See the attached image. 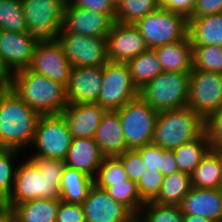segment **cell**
<instances>
[{"instance_id":"6da1fadb","label":"cell","mask_w":222,"mask_h":222,"mask_svg":"<svg viewBox=\"0 0 222 222\" xmlns=\"http://www.w3.org/2000/svg\"><path fill=\"white\" fill-rule=\"evenodd\" d=\"M23 160L17 164L12 190L5 205L13 208L29 200L59 197L64 161L42 157Z\"/></svg>"},{"instance_id":"7a4b0ae2","label":"cell","mask_w":222,"mask_h":222,"mask_svg":"<svg viewBox=\"0 0 222 222\" xmlns=\"http://www.w3.org/2000/svg\"><path fill=\"white\" fill-rule=\"evenodd\" d=\"M40 115L11 88L0 91V148L23 151L31 146Z\"/></svg>"},{"instance_id":"3957f363","label":"cell","mask_w":222,"mask_h":222,"mask_svg":"<svg viewBox=\"0 0 222 222\" xmlns=\"http://www.w3.org/2000/svg\"><path fill=\"white\" fill-rule=\"evenodd\" d=\"M10 88L39 115L61 114L69 104L66 86L28 69L11 75Z\"/></svg>"},{"instance_id":"277c9868","label":"cell","mask_w":222,"mask_h":222,"mask_svg":"<svg viewBox=\"0 0 222 222\" xmlns=\"http://www.w3.org/2000/svg\"><path fill=\"white\" fill-rule=\"evenodd\" d=\"M204 126V118L188 106L160 111L152 143L173 150L200 137L205 132Z\"/></svg>"},{"instance_id":"5b68a950","label":"cell","mask_w":222,"mask_h":222,"mask_svg":"<svg viewBox=\"0 0 222 222\" xmlns=\"http://www.w3.org/2000/svg\"><path fill=\"white\" fill-rule=\"evenodd\" d=\"M66 0H21L28 27L25 38L39 45L60 38Z\"/></svg>"},{"instance_id":"8992f818","label":"cell","mask_w":222,"mask_h":222,"mask_svg":"<svg viewBox=\"0 0 222 222\" xmlns=\"http://www.w3.org/2000/svg\"><path fill=\"white\" fill-rule=\"evenodd\" d=\"M190 72L162 71L139 90V96L157 112L187 106Z\"/></svg>"},{"instance_id":"52a82bcc","label":"cell","mask_w":222,"mask_h":222,"mask_svg":"<svg viewBox=\"0 0 222 222\" xmlns=\"http://www.w3.org/2000/svg\"><path fill=\"white\" fill-rule=\"evenodd\" d=\"M73 137L62 114L40 115L28 157L65 160ZM36 148V149H35Z\"/></svg>"},{"instance_id":"ba28073f","label":"cell","mask_w":222,"mask_h":222,"mask_svg":"<svg viewBox=\"0 0 222 222\" xmlns=\"http://www.w3.org/2000/svg\"><path fill=\"white\" fill-rule=\"evenodd\" d=\"M149 49L177 42L188 36V19L179 13L159 8L134 24Z\"/></svg>"},{"instance_id":"9c48e42d","label":"cell","mask_w":222,"mask_h":222,"mask_svg":"<svg viewBox=\"0 0 222 222\" xmlns=\"http://www.w3.org/2000/svg\"><path fill=\"white\" fill-rule=\"evenodd\" d=\"M116 111L129 150L152 143L158 115L156 110L138 96Z\"/></svg>"},{"instance_id":"30bf717a","label":"cell","mask_w":222,"mask_h":222,"mask_svg":"<svg viewBox=\"0 0 222 222\" xmlns=\"http://www.w3.org/2000/svg\"><path fill=\"white\" fill-rule=\"evenodd\" d=\"M139 96L126 63L108 61L103 66V83L96 102L106 111H116Z\"/></svg>"},{"instance_id":"8fae6325","label":"cell","mask_w":222,"mask_h":222,"mask_svg":"<svg viewBox=\"0 0 222 222\" xmlns=\"http://www.w3.org/2000/svg\"><path fill=\"white\" fill-rule=\"evenodd\" d=\"M187 106L204 119L222 108V74L193 69L190 72Z\"/></svg>"},{"instance_id":"7c38bea8","label":"cell","mask_w":222,"mask_h":222,"mask_svg":"<svg viewBox=\"0 0 222 222\" xmlns=\"http://www.w3.org/2000/svg\"><path fill=\"white\" fill-rule=\"evenodd\" d=\"M58 42L72 67H103L109 61L105 38L61 31Z\"/></svg>"},{"instance_id":"4fadbf2b","label":"cell","mask_w":222,"mask_h":222,"mask_svg":"<svg viewBox=\"0 0 222 222\" xmlns=\"http://www.w3.org/2000/svg\"><path fill=\"white\" fill-rule=\"evenodd\" d=\"M27 69L67 86L72 65L63 52L62 46L58 41H55L35 46Z\"/></svg>"},{"instance_id":"5bb4252c","label":"cell","mask_w":222,"mask_h":222,"mask_svg":"<svg viewBox=\"0 0 222 222\" xmlns=\"http://www.w3.org/2000/svg\"><path fill=\"white\" fill-rule=\"evenodd\" d=\"M105 39L107 58L110 62L126 63L149 49L134 24L115 21Z\"/></svg>"},{"instance_id":"9a60e30c","label":"cell","mask_w":222,"mask_h":222,"mask_svg":"<svg viewBox=\"0 0 222 222\" xmlns=\"http://www.w3.org/2000/svg\"><path fill=\"white\" fill-rule=\"evenodd\" d=\"M115 21L107 14L65 4L61 31L105 38Z\"/></svg>"},{"instance_id":"2e32d148","label":"cell","mask_w":222,"mask_h":222,"mask_svg":"<svg viewBox=\"0 0 222 222\" xmlns=\"http://www.w3.org/2000/svg\"><path fill=\"white\" fill-rule=\"evenodd\" d=\"M102 83L103 67H72L66 86L68 103H96Z\"/></svg>"},{"instance_id":"e0dca14e","label":"cell","mask_w":222,"mask_h":222,"mask_svg":"<svg viewBox=\"0 0 222 222\" xmlns=\"http://www.w3.org/2000/svg\"><path fill=\"white\" fill-rule=\"evenodd\" d=\"M86 222H123L132 212L95 184L82 203Z\"/></svg>"},{"instance_id":"ac0fdd59","label":"cell","mask_w":222,"mask_h":222,"mask_svg":"<svg viewBox=\"0 0 222 222\" xmlns=\"http://www.w3.org/2000/svg\"><path fill=\"white\" fill-rule=\"evenodd\" d=\"M35 46L24 33L0 30V60L10 75L29 67Z\"/></svg>"},{"instance_id":"d6986e66","label":"cell","mask_w":222,"mask_h":222,"mask_svg":"<svg viewBox=\"0 0 222 222\" xmlns=\"http://www.w3.org/2000/svg\"><path fill=\"white\" fill-rule=\"evenodd\" d=\"M106 112L97 103L68 104L61 114L73 139L94 138L103 114Z\"/></svg>"},{"instance_id":"ffe728a7","label":"cell","mask_w":222,"mask_h":222,"mask_svg":"<svg viewBox=\"0 0 222 222\" xmlns=\"http://www.w3.org/2000/svg\"><path fill=\"white\" fill-rule=\"evenodd\" d=\"M179 207L183 214L197 215L213 222H221L222 190L192 187Z\"/></svg>"},{"instance_id":"44dd1931","label":"cell","mask_w":222,"mask_h":222,"mask_svg":"<svg viewBox=\"0 0 222 222\" xmlns=\"http://www.w3.org/2000/svg\"><path fill=\"white\" fill-rule=\"evenodd\" d=\"M104 157H118L129 150L117 111H106L94 137Z\"/></svg>"},{"instance_id":"7402d4cb","label":"cell","mask_w":222,"mask_h":222,"mask_svg":"<svg viewBox=\"0 0 222 222\" xmlns=\"http://www.w3.org/2000/svg\"><path fill=\"white\" fill-rule=\"evenodd\" d=\"M104 156L94 138L73 139L65 166L77 169L94 179Z\"/></svg>"},{"instance_id":"603a6c76","label":"cell","mask_w":222,"mask_h":222,"mask_svg":"<svg viewBox=\"0 0 222 222\" xmlns=\"http://www.w3.org/2000/svg\"><path fill=\"white\" fill-rule=\"evenodd\" d=\"M162 70L167 72H191L193 70V46L189 36L174 43L154 48Z\"/></svg>"},{"instance_id":"cb8c5ba5","label":"cell","mask_w":222,"mask_h":222,"mask_svg":"<svg viewBox=\"0 0 222 222\" xmlns=\"http://www.w3.org/2000/svg\"><path fill=\"white\" fill-rule=\"evenodd\" d=\"M192 46H222V13L188 18Z\"/></svg>"},{"instance_id":"d4e9b609","label":"cell","mask_w":222,"mask_h":222,"mask_svg":"<svg viewBox=\"0 0 222 222\" xmlns=\"http://www.w3.org/2000/svg\"><path fill=\"white\" fill-rule=\"evenodd\" d=\"M93 184L94 179L90 176L65 166L59 187V198L66 203L82 204Z\"/></svg>"},{"instance_id":"484cf974","label":"cell","mask_w":222,"mask_h":222,"mask_svg":"<svg viewBox=\"0 0 222 222\" xmlns=\"http://www.w3.org/2000/svg\"><path fill=\"white\" fill-rule=\"evenodd\" d=\"M60 198L29 200L13 207L17 222H56Z\"/></svg>"},{"instance_id":"4316f807","label":"cell","mask_w":222,"mask_h":222,"mask_svg":"<svg viewBox=\"0 0 222 222\" xmlns=\"http://www.w3.org/2000/svg\"><path fill=\"white\" fill-rule=\"evenodd\" d=\"M126 64L138 90L163 71L154 49H148L127 61Z\"/></svg>"},{"instance_id":"83f0119b","label":"cell","mask_w":222,"mask_h":222,"mask_svg":"<svg viewBox=\"0 0 222 222\" xmlns=\"http://www.w3.org/2000/svg\"><path fill=\"white\" fill-rule=\"evenodd\" d=\"M210 149L205 132L200 137L173 149L178 170L191 175Z\"/></svg>"},{"instance_id":"f1b7e54d","label":"cell","mask_w":222,"mask_h":222,"mask_svg":"<svg viewBox=\"0 0 222 222\" xmlns=\"http://www.w3.org/2000/svg\"><path fill=\"white\" fill-rule=\"evenodd\" d=\"M191 188V175L187 173L178 171L164 176L160 193L153 202L161 205L179 206Z\"/></svg>"},{"instance_id":"f546056e","label":"cell","mask_w":222,"mask_h":222,"mask_svg":"<svg viewBox=\"0 0 222 222\" xmlns=\"http://www.w3.org/2000/svg\"><path fill=\"white\" fill-rule=\"evenodd\" d=\"M192 187L217 189L221 186L218 150H209L191 174Z\"/></svg>"},{"instance_id":"4dcf8cb0","label":"cell","mask_w":222,"mask_h":222,"mask_svg":"<svg viewBox=\"0 0 222 222\" xmlns=\"http://www.w3.org/2000/svg\"><path fill=\"white\" fill-rule=\"evenodd\" d=\"M159 8L158 0H122L116 7L115 21L123 24H135Z\"/></svg>"},{"instance_id":"1f68e13d","label":"cell","mask_w":222,"mask_h":222,"mask_svg":"<svg viewBox=\"0 0 222 222\" xmlns=\"http://www.w3.org/2000/svg\"><path fill=\"white\" fill-rule=\"evenodd\" d=\"M27 27L21 0H0V30L24 33Z\"/></svg>"},{"instance_id":"d6a6232c","label":"cell","mask_w":222,"mask_h":222,"mask_svg":"<svg viewBox=\"0 0 222 222\" xmlns=\"http://www.w3.org/2000/svg\"><path fill=\"white\" fill-rule=\"evenodd\" d=\"M128 179V174L118 157H104L94 177V184L105 190L113 184L123 183Z\"/></svg>"},{"instance_id":"836d02e7","label":"cell","mask_w":222,"mask_h":222,"mask_svg":"<svg viewBox=\"0 0 222 222\" xmlns=\"http://www.w3.org/2000/svg\"><path fill=\"white\" fill-rule=\"evenodd\" d=\"M23 154L15 149L0 148V197L6 201L11 193L18 164L16 158ZM16 162V163H15Z\"/></svg>"},{"instance_id":"e575fe53","label":"cell","mask_w":222,"mask_h":222,"mask_svg":"<svg viewBox=\"0 0 222 222\" xmlns=\"http://www.w3.org/2000/svg\"><path fill=\"white\" fill-rule=\"evenodd\" d=\"M105 191L119 203L126 206L131 212H139L145 202L139 196L137 184L130 179L123 183L113 184L105 189Z\"/></svg>"},{"instance_id":"d590c367","label":"cell","mask_w":222,"mask_h":222,"mask_svg":"<svg viewBox=\"0 0 222 222\" xmlns=\"http://www.w3.org/2000/svg\"><path fill=\"white\" fill-rule=\"evenodd\" d=\"M193 69L222 74V46H193Z\"/></svg>"},{"instance_id":"8d00e7d4","label":"cell","mask_w":222,"mask_h":222,"mask_svg":"<svg viewBox=\"0 0 222 222\" xmlns=\"http://www.w3.org/2000/svg\"><path fill=\"white\" fill-rule=\"evenodd\" d=\"M141 212L148 222H183V213L177 205H161L148 201L141 208Z\"/></svg>"},{"instance_id":"74e56055","label":"cell","mask_w":222,"mask_h":222,"mask_svg":"<svg viewBox=\"0 0 222 222\" xmlns=\"http://www.w3.org/2000/svg\"><path fill=\"white\" fill-rule=\"evenodd\" d=\"M163 175L159 170H147L139 179L137 190L144 202L153 201L160 193Z\"/></svg>"},{"instance_id":"f35d334b","label":"cell","mask_w":222,"mask_h":222,"mask_svg":"<svg viewBox=\"0 0 222 222\" xmlns=\"http://www.w3.org/2000/svg\"><path fill=\"white\" fill-rule=\"evenodd\" d=\"M204 124L211 150H222V108L210 113Z\"/></svg>"},{"instance_id":"ab89813d","label":"cell","mask_w":222,"mask_h":222,"mask_svg":"<svg viewBox=\"0 0 222 222\" xmlns=\"http://www.w3.org/2000/svg\"><path fill=\"white\" fill-rule=\"evenodd\" d=\"M131 181L138 182L147 171L140 154L136 150H127L118 156Z\"/></svg>"},{"instance_id":"60d3db41","label":"cell","mask_w":222,"mask_h":222,"mask_svg":"<svg viewBox=\"0 0 222 222\" xmlns=\"http://www.w3.org/2000/svg\"><path fill=\"white\" fill-rule=\"evenodd\" d=\"M70 6H79L94 12L107 14L114 21L116 18V6L111 0H66Z\"/></svg>"},{"instance_id":"b9f144b4","label":"cell","mask_w":222,"mask_h":222,"mask_svg":"<svg viewBox=\"0 0 222 222\" xmlns=\"http://www.w3.org/2000/svg\"><path fill=\"white\" fill-rule=\"evenodd\" d=\"M135 150L140 154L147 170H159L161 172V158L164 148L150 143Z\"/></svg>"},{"instance_id":"7bdbcfd3","label":"cell","mask_w":222,"mask_h":222,"mask_svg":"<svg viewBox=\"0 0 222 222\" xmlns=\"http://www.w3.org/2000/svg\"><path fill=\"white\" fill-rule=\"evenodd\" d=\"M56 222H86L82 204L60 200Z\"/></svg>"},{"instance_id":"ee69618b","label":"cell","mask_w":222,"mask_h":222,"mask_svg":"<svg viewBox=\"0 0 222 222\" xmlns=\"http://www.w3.org/2000/svg\"><path fill=\"white\" fill-rule=\"evenodd\" d=\"M160 8L184 15L187 19L193 14L195 0H158Z\"/></svg>"},{"instance_id":"f6af8a7d","label":"cell","mask_w":222,"mask_h":222,"mask_svg":"<svg viewBox=\"0 0 222 222\" xmlns=\"http://www.w3.org/2000/svg\"><path fill=\"white\" fill-rule=\"evenodd\" d=\"M222 12V0H195L193 14L189 18H199Z\"/></svg>"},{"instance_id":"bcb514c9","label":"cell","mask_w":222,"mask_h":222,"mask_svg":"<svg viewBox=\"0 0 222 222\" xmlns=\"http://www.w3.org/2000/svg\"><path fill=\"white\" fill-rule=\"evenodd\" d=\"M178 167L173 150L165 149L161 158V173L163 176L178 172Z\"/></svg>"},{"instance_id":"7dc6e473","label":"cell","mask_w":222,"mask_h":222,"mask_svg":"<svg viewBox=\"0 0 222 222\" xmlns=\"http://www.w3.org/2000/svg\"><path fill=\"white\" fill-rule=\"evenodd\" d=\"M11 84V75L3 67V64L0 60V91L10 88Z\"/></svg>"},{"instance_id":"c3c4849f","label":"cell","mask_w":222,"mask_h":222,"mask_svg":"<svg viewBox=\"0 0 222 222\" xmlns=\"http://www.w3.org/2000/svg\"><path fill=\"white\" fill-rule=\"evenodd\" d=\"M0 222H17L13 208L5 206L0 211Z\"/></svg>"},{"instance_id":"681fc988","label":"cell","mask_w":222,"mask_h":222,"mask_svg":"<svg viewBox=\"0 0 222 222\" xmlns=\"http://www.w3.org/2000/svg\"><path fill=\"white\" fill-rule=\"evenodd\" d=\"M123 222H148L144 214L139 212H132Z\"/></svg>"},{"instance_id":"f907efd6","label":"cell","mask_w":222,"mask_h":222,"mask_svg":"<svg viewBox=\"0 0 222 222\" xmlns=\"http://www.w3.org/2000/svg\"><path fill=\"white\" fill-rule=\"evenodd\" d=\"M183 222H213V221H210L206 218L197 215L183 214Z\"/></svg>"},{"instance_id":"816d5d0a","label":"cell","mask_w":222,"mask_h":222,"mask_svg":"<svg viewBox=\"0 0 222 222\" xmlns=\"http://www.w3.org/2000/svg\"><path fill=\"white\" fill-rule=\"evenodd\" d=\"M218 160H219V165L221 169V186L220 189L222 190V150H218Z\"/></svg>"},{"instance_id":"f5cc1de1","label":"cell","mask_w":222,"mask_h":222,"mask_svg":"<svg viewBox=\"0 0 222 222\" xmlns=\"http://www.w3.org/2000/svg\"><path fill=\"white\" fill-rule=\"evenodd\" d=\"M5 201L0 197V211L5 207Z\"/></svg>"},{"instance_id":"db71d44e","label":"cell","mask_w":222,"mask_h":222,"mask_svg":"<svg viewBox=\"0 0 222 222\" xmlns=\"http://www.w3.org/2000/svg\"><path fill=\"white\" fill-rule=\"evenodd\" d=\"M113 4L117 7L122 0H111Z\"/></svg>"}]
</instances>
